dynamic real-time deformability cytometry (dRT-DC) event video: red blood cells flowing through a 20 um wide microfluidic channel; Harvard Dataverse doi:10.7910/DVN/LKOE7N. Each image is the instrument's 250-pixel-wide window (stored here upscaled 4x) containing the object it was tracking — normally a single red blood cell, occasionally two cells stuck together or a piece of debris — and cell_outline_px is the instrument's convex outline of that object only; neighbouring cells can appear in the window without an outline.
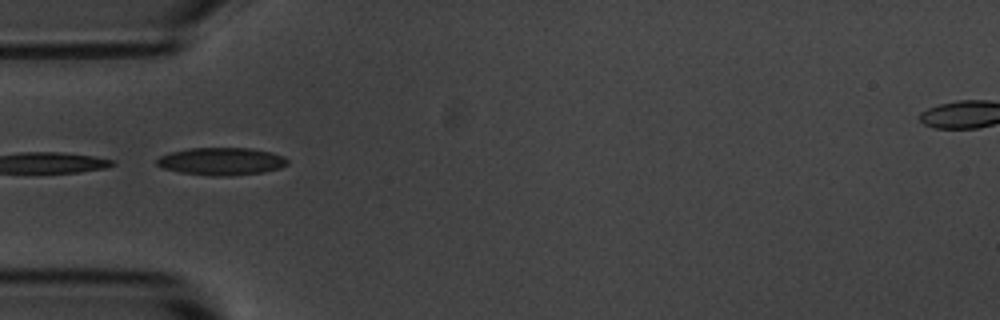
{"species": "common noctule bat (a hibernating species)", "species_latin": "Nyctalus noctula", "temperature_condition": "room temperature", "stored_images_in_passage": 8, "camera_frame_rate_fps": 3000, "um_per_image_px": 0.085, "animal": {"sex": "male", "body_mass_g": 20.1, "forearm_length_mm": 53.5}, "frame": {"image": 1, "passage_image": 5, "time_ms": 4.667, "image_size_px": [1000, 320], "cell_outline_px": [[288, 164], [280, 168], [260, 172], [224, 176], [212, 176], [180, 172], [164, 168], [156, 164], [156, 160], [160, 156], [168, 152], [188, 148], [252, 148], [272, 152], [284, 156], [288, 160]], "centroid_in_image_um": [18.81, 13.7], "position_along_channel_um": 66.2, "area_um2": 20.98}}
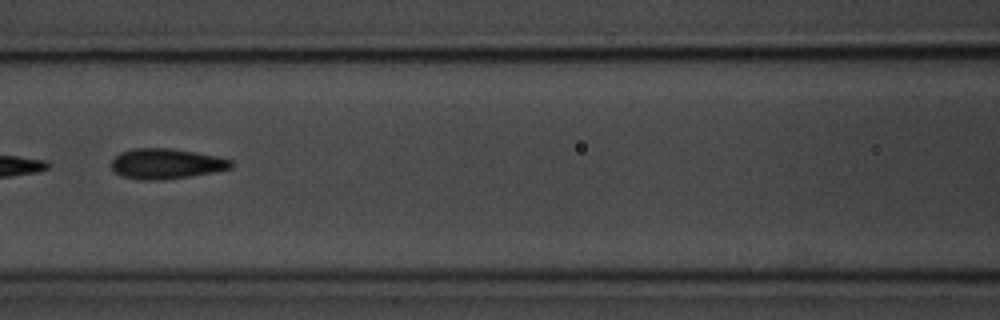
{"frame": {"image": 2, "passage_image": 7, "time_ms": 7.0, "image_size_px": [1000, 320], "cell_outline_px": [[232, 168], [212, 172], [164, 180], [144, 180], [124, 176], [116, 172], [112, 168], [112, 160], [120, 152], [136, 148], [172, 148], [196, 152], [216, 156], [232, 160]], "centroid_in_image_um": [14.14, 13.91], "position_along_channel_um": 152.5, "area_um2": 20.92}}
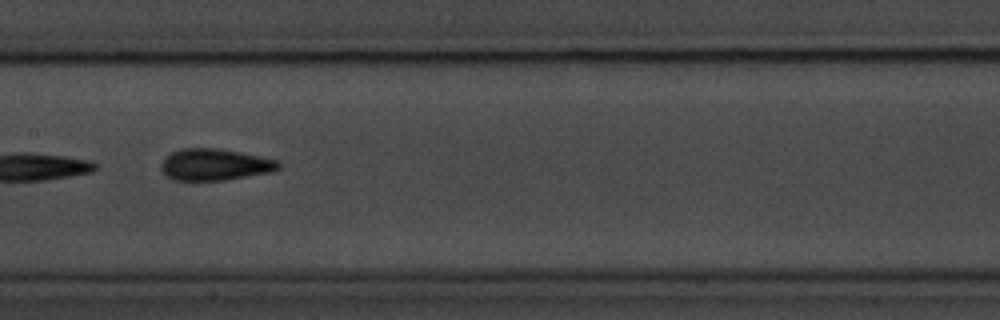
{"frame": {"image": 3, "passage_image": 8, "time_ms": 8.0, "image_size_px": [1000, 320], "cell_outline_px": [[280, 168], [272, 172], [224, 180], [176, 180], [168, 176], [160, 168], [160, 164], [172, 152], [180, 148], [220, 148], [280, 160]], "centroid_in_image_um": [18.3, 13.98], "position_along_channel_um": 189.1, "area_um2": 21.62}}